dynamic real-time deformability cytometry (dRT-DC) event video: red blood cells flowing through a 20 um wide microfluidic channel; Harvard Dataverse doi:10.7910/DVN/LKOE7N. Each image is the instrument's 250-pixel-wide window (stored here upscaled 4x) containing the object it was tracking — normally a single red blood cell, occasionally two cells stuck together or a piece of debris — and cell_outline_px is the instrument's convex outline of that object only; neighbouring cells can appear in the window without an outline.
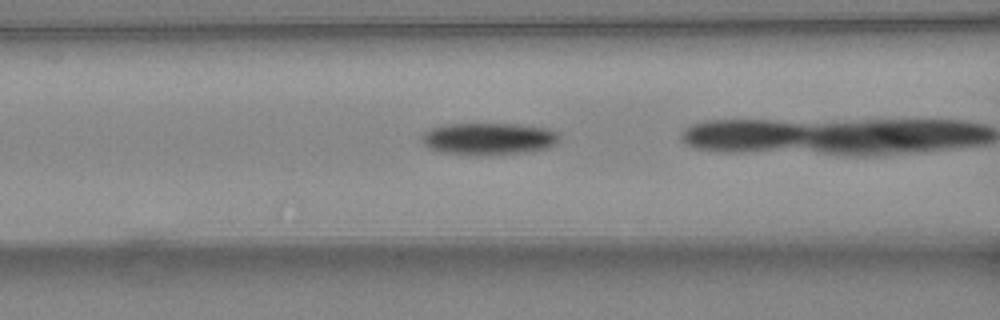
{"species": "common noctule bat (a hibernating species)", "species_latin": "Nyctalus noctula", "temperature_condition": "warm", "stored_images_in_passage": 23, "camera_frame_rate_fps": 3000, "um_per_image_px": 0.085, "animal": {"sex": "female", "body_mass_g": 24.6, "forearm_length_mm": 56.2}, "frame": {"image": 1, "passage_image": 19, "time_ms": 6.0, "image_size_px": [1000, 320], "cell_outline_px": [[560, 140], [556, 144], [548, 148], [524, 152], [476, 156], [472, 156], [440, 152], [428, 148], [420, 140], [420, 136], [424, 132], [432, 128], [444, 124], [520, 124], [548, 128], [560, 132]], "centroid_in_image_um": [41.54, 11.8], "position_along_channel_um": 125.1, "area_um2": 26.24}}